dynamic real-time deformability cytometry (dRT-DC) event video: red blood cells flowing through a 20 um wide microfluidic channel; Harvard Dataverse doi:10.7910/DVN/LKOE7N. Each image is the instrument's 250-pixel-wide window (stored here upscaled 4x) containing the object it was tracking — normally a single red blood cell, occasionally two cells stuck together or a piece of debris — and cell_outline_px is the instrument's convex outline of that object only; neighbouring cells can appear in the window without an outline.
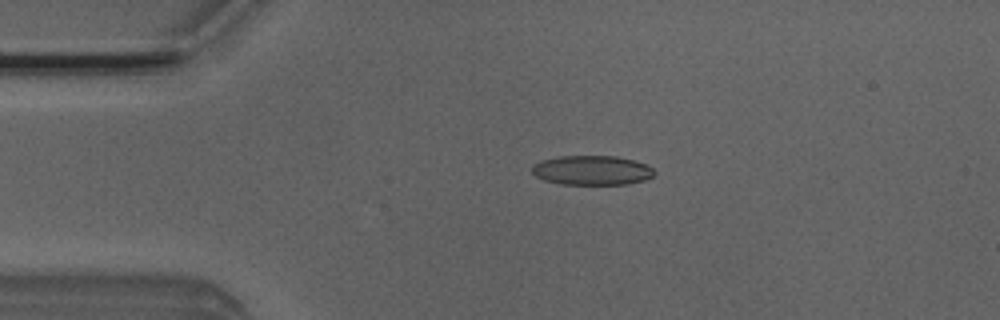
{"species": "Egyptian fruit bat (a non-hibernating species)", "species_latin": "Rousettus aegyptiacus", "temperature_condition": "room temperature", "stored_images_in_passage": 50, "camera_frame_rate_fps": 3000, "um_per_image_px": 0.085, "animal": {"sex": "male"}, "frame": {"image": 1, "passage_image": 10, "time_ms": 3.0, "image_size_px": [1000, 320], "cell_outline_px": [[656, 172], [652, 176], [644, 180], [628, 184], [560, 184], [544, 180], [536, 176], [532, 172], [532, 164], [540, 160], [556, 156], [616, 156], [632, 160], [644, 164], [652, 168]], "centroid_in_image_um": [50.27, 14.47], "position_along_channel_um": 34.7, "area_um2": 21.04}}
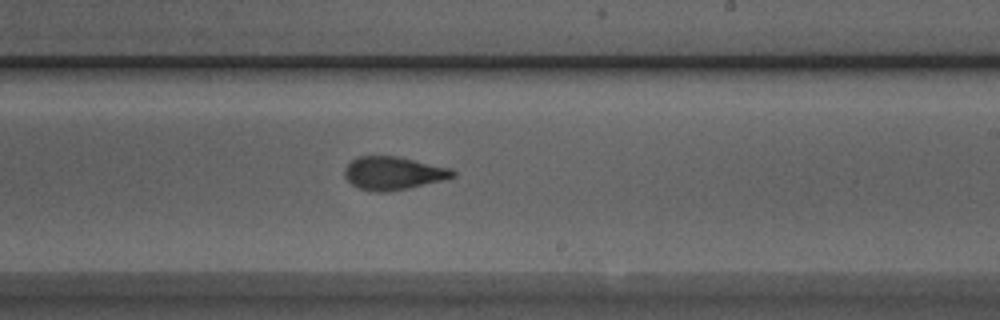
{"frame": {"image": 2, "passage_image": 29, "time_ms": 9.333, "image_size_px": [1000, 320], "cell_outline_px": [[456, 176], [408, 188], [384, 192], [372, 192], [360, 188], [352, 184], [344, 176], [344, 168], [356, 156], [396, 156], [452, 168], [456, 172]], "centroid_in_image_um": [33.4, 14.71], "position_along_channel_um": 255.6, "area_um2": 20.75}}
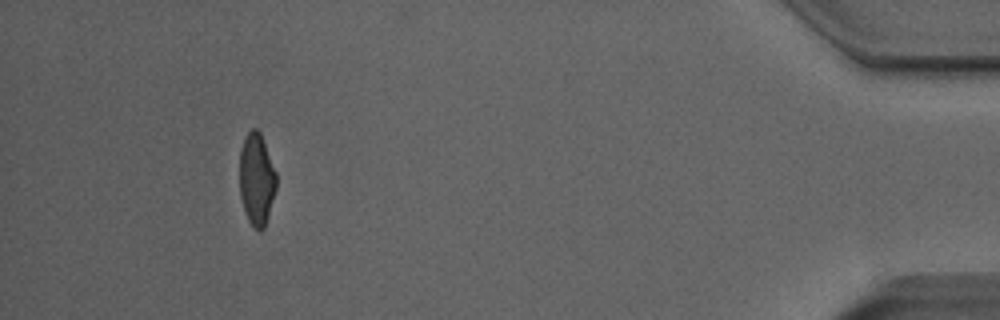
{"frame": {"image": 3, "passage_image": 46, "time_ms": 15.0, "image_size_px": [1000, 320], "cell_outline_px": [[276, 188], [268, 216], [264, 228], [260, 232], [248, 220], [244, 212], [240, 196], [240, 148], [244, 136], [252, 128], [256, 128], [260, 132], [276, 172]], "centroid_in_image_um": [21.8, 15.22], "position_along_channel_um": 413.4, "area_um2": 19.71}, "authors_computed_cell_mechanics": {"area_um2": 20.8947, "velocity_mm_per_s": 4.0361, "shape_relaxation_time_tau1_ms": 5.3524, "shape_relaxation_time_tau2_ms": 1.4109, "deformation_change_tau1": 0.1627, "deformation_change_tau2": 0.0925}}